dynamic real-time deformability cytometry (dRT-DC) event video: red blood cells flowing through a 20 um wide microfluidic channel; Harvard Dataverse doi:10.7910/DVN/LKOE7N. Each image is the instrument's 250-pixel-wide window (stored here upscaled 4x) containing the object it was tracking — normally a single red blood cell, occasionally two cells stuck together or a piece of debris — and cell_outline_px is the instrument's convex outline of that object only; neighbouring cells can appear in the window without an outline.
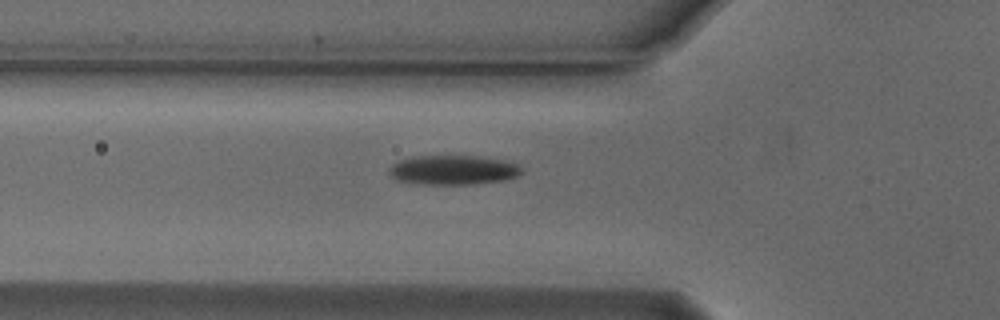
{"species": "Egyptian fruit bat (a non-hibernating species)", "species_latin": "Rousettus aegyptiacus", "temperature_condition": "cold", "stored_images_in_passage": 34, "camera_frame_rate_fps": 3000, "um_per_image_px": 0.085, "animal": {"sex": "male"}, "frame": {"image": 1, "passage_image": 2, "time_ms": 0.333, "image_size_px": [1000, 320], "cell_outline_px": [[524, 172], [516, 176], [504, 180], [476, 184], [424, 184], [396, 180], [388, 172], [388, 168], [392, 164], [400, 160], [412, 156], [476, 156], [504, 160], [516, 164], [524, 168]], "centroid_in_image_um": [38.53, 14.45], "position_along_channel_um": 87.3, "area_um2": 22.83}}
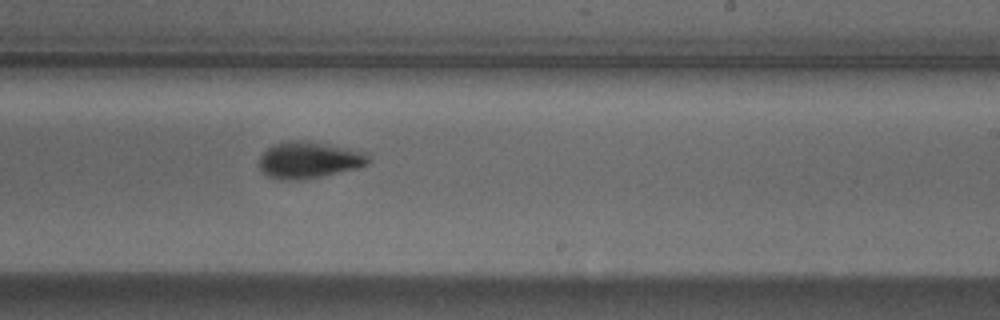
{"frame": {"image": 2, "passage_image": 16, "time_ms": 5.0, "image_size_px": [1000, 320], "cell_outline_px": [[368, 164], [356, 168], [320, 176], [296, 180], [280, 180], [268, 176], [260, 172], [260, 156], [272, 144], [288, 140], [312, 140], [348, 148], [364, 152], [368, 156]], "centroid_in_image_um": [26.21, 13.58], "position_along_channel_um": 262.8, "area_um2": 23.35}}
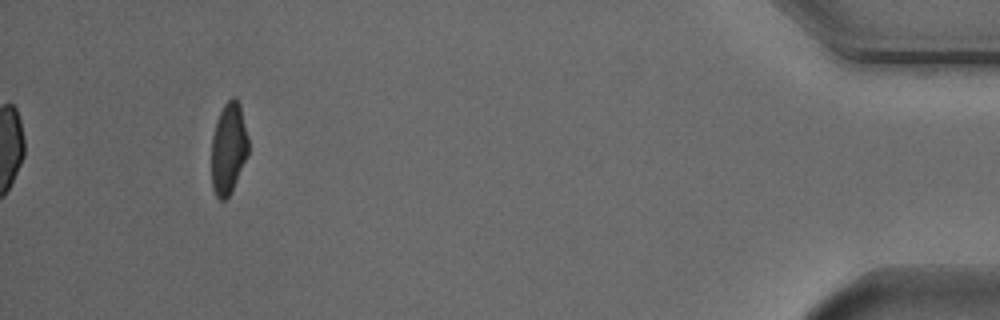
{"frame": {"image": 3, "passage_image": 34, "time_ms": 11.0, "image_size_px": [1000, 320], "cell_outline_px": [[248, 156], [228, 196], [224, 200], [220, 200], [216, 196], [212, 188], [212, 136], [216, 120], [224, 104], [232, 96], [236, 96], [240, 104], [248, 136]], "centroid_in_image_um": [19.43, 12.57], "position_along_channel_um": 415.8, "area_um2": 19.65}}